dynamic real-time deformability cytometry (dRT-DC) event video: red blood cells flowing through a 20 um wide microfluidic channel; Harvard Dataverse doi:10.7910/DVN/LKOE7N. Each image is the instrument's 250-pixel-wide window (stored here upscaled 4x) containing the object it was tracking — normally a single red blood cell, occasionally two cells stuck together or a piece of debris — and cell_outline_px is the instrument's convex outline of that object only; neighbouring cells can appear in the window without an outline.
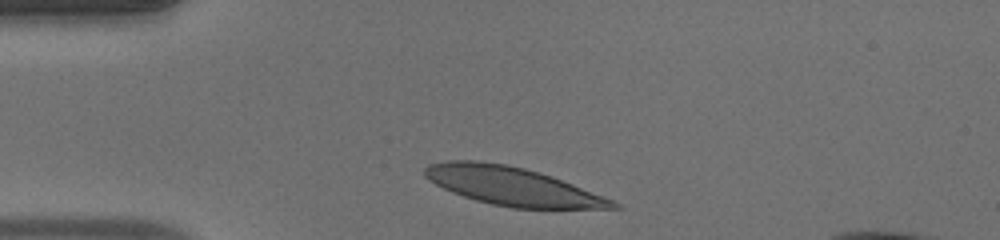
{"species": "human", "species_latin": "Homo sapiens", "temperature_condition": "warm", "stored_images_in_passage": 30, "camera_frame_rate_fps": 3000, "um_per_image_px": 0.085, "donor": {"sex": "male"}, "frame": {"image": 1, "passage_image": 1, "time_ms": 0.0, "image_size_px": [1000, 240], "cell_outline_px": [[620, 208], [512, 208], [492, 204], [476, 200], [452, 192], [436, 184], [424, 176], [424, 168], [432, 164], [452, 160], [472, 160], [504, 164], [524, 168], [560, 180], [612, 200], [620, 204]], "centroid_in_image_um": [43.48, 15.83], "position_along_channel_um": 41.5, "area_um2": 40.86}}
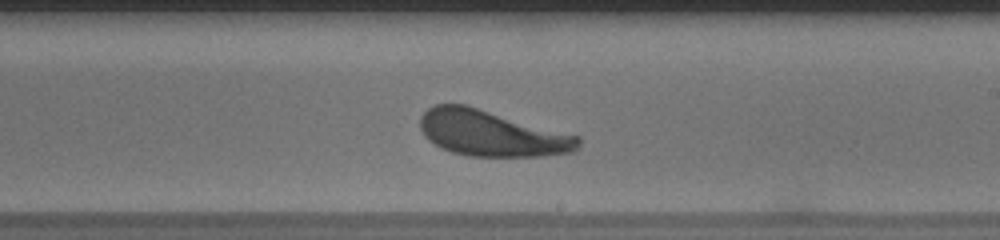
{"frame": {"image": 2, "passage_image": 18, "time_ms": 5.667, "image_size_px": [1000, 240], "cell_outline_px": [[580, 144], [572, 152], [540, 156], [472, 156], [452, 152], [428, 140], [420, 128], [420, 116], [428, 108], [436, 104], [468, 104], [580, 136]], "centroid_in_image_um": [41.79, 11.31], "position_along_channel_um": 247.2, "area_um2": 42.37}}
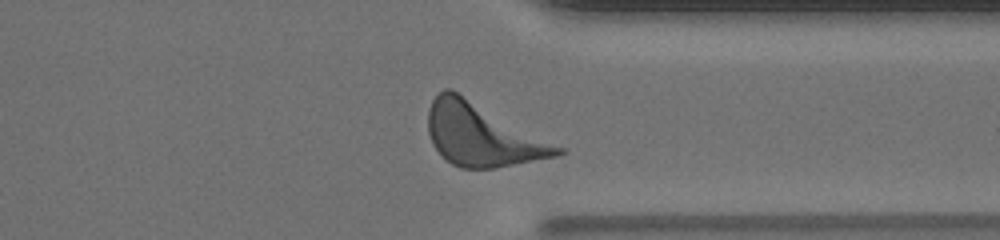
{"frame": {"image": 3, "passage_image": 27, "time_ms": 8.667, "image_size_px": [1000, 240], "cell_outline_px": [[564, 152], [560, 156], [496, 168], [460, 168], [452, 164], [432, 144], [428, 132], [428, 108], [432, 100], [444, 88], [452, 88], [564, 148]], "centroid_in_image_um": [40.99, 11.45], "position_along_channel_um": 370.4, "area_um2": 47.16}, "authors_computed_cell_mechanics": {"area_um2": 42.1362, "velocity_mm_per_s": 4.161, "shape_relaxation_time_tau1_ms": 1.6657, "shape_relaxation_time_tau2_ms": 2.8759, "deformation_change_tau1": 0.1321, "deformation_change_tau2": 0.1218}}